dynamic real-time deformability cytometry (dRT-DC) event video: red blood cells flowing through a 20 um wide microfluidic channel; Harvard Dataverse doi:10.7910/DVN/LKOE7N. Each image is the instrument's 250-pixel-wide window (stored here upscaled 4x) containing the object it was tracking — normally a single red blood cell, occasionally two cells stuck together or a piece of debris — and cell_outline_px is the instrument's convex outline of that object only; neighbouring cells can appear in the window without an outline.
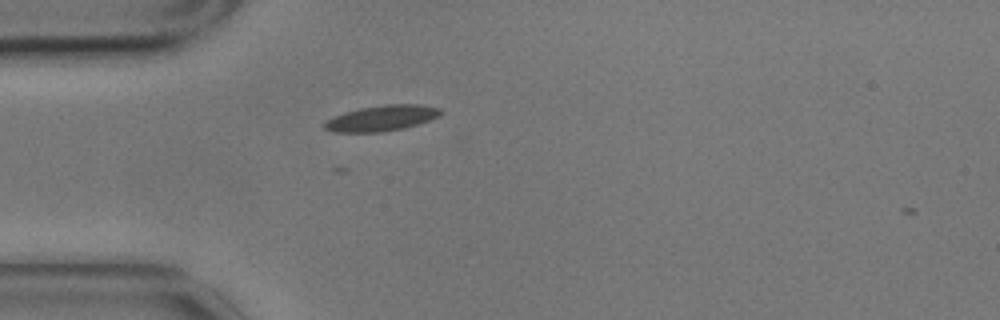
{"species": "common noctule bat (a hibernating species)", "species_latin": "Nyctalus noctula", "temperature_condition": "cold", "stored_images_in_passage": 2, "camera_frame_rate_fps": 3000, "um_per_image_px": 0.085, "animal": {"sex": "male", "body_mass_g": 17.9}, "frame": {"image": 1, "passage_image": 1, "time_ms": 0.0, "image_size_px": [1000, 320], "cell_outline_px": [[444, 112], [440, 116], [404, 128], [380, 132], [332, 132], [324, 128], [324, 124], [328, 120], [344, 112], [360, 108], [384, 104], [420, 104], [440, 108]], "centroid_in_image_um": [32.47, 10.03], "position_along_channel_um": 52.5, "area_um2": 17.28}}